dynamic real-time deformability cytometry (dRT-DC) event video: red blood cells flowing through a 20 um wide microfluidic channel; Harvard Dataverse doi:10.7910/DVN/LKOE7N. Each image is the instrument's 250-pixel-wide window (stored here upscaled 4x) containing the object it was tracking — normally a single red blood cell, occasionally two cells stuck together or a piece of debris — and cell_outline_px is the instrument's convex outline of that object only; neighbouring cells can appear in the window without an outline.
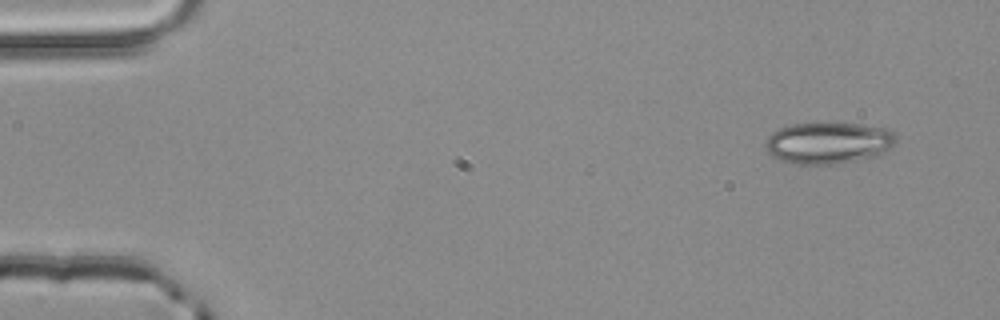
{"species": "common noctule bat (a hibernating species)", "species_latin": "Nyctalus noctula", "temperature_condition": "room temperature", "stored_images_in_passage": 3, "camera_frame_rate_fps": 3000, "um_per_image_px": 0.085, "animal": {"sex": "male", "body_mass_g": 20.4}, "frame": {"image": 1, "passage_image": 1, "time_ms": 0.0, "image_size_px": [1000, 320], "cell_outline_px": [[896, 144], [892, 148], [876, 156], [856, 160], [832, 164], [800, 164], [780, 160], [772, 156], [764, 148], [764, 140], [772, 132], [780, 128], [792, 124], [860, 124], [884, 128], [892, 132], [896, 136]], "centroid_in_image_um": [70.39, 12.16], "position_along_channel_um": 14.6, "area_um2": 31.5}}